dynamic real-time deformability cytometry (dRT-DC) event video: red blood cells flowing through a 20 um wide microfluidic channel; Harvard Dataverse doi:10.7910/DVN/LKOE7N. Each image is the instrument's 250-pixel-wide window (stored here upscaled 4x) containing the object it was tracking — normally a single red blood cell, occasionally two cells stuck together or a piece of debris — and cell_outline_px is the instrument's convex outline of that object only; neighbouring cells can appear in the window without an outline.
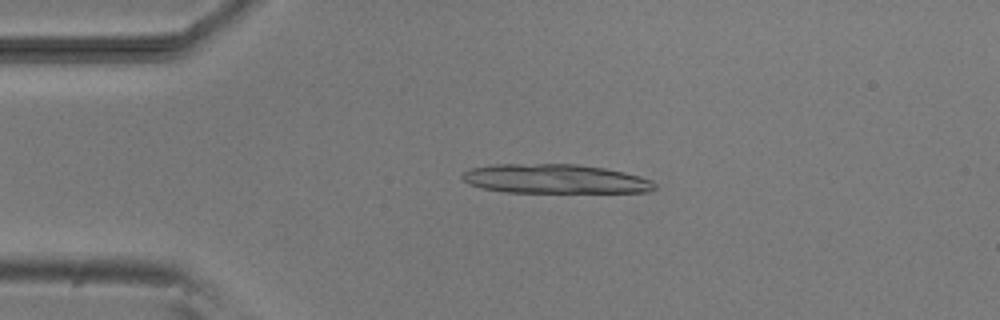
{"species": "common noctule bat (a hibernating species)", "species_latin": "Nyctalus noctula", "temperature_condition": "room temperature", "stored_images_in_passage": 4, "camera_frame_rate_fps": 3000, "um_per_image_px": 0.085, "animal": {"sex": "male", "body_mass_g": 20.5, "forearm_length_mm": 52.5}, "frame": {"image": 1, "passage_image": 3, "time_ms": 3.333, "image_size_px": [1000, 320], "cell_outline_px": [[656, 188], [648, 192], [504, 192], [480, 188], [468, 184], [460, 176], [464, 172], [472, 168], [492, 164], [576, 164], [604, 168], [624, 172], [652, 180], [656, 184]], "centroid_in_image_um": [47.15, 15.21], "position_along_channel_um": 37.8, "area_um2": 32.83}}